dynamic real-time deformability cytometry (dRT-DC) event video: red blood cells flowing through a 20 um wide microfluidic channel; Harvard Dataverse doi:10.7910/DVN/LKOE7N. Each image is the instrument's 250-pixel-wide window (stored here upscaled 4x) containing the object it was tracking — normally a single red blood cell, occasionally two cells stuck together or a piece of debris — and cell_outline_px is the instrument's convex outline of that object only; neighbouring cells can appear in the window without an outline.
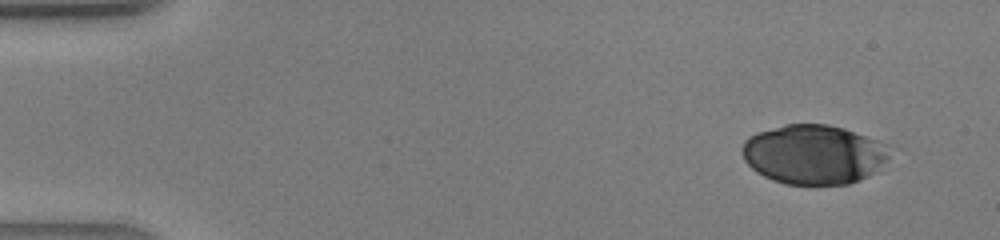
{"species": "human", "species_latin": "Homo sapiens", "temperature_condition": "warm", "stored_images_in_passage": 39, "camera_frame_rate_fps": 3000, "um_per_image_px": 0.085, "donor": {"sex": "male"}, "frame": {"image": 1, "passage_image": 1, "time_ms": 0.0, "image_size_px": [1000, 240], "cell_outline_px": [[888, 156], [868, 176], [860, 180], [848, 184], [784, 184], [772, 180], [756, 172], [744, 160], [740, 148], [744, 140], [748, 136], [756, 132], [784, 124], [828, 124], [844, 128], [888, 144]], "centroid_in_image_um": [69.1, 13.11], "position_along_channel_um": 15.9, "area_um2": 51.1}}
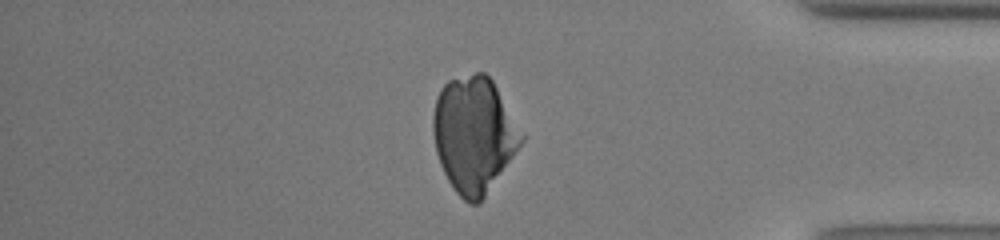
{"frame": {"image": 2, "passage_image": 33, "time_ms": 10.667, "image_size_px": [1000, 240], "cell_outline_px": [[524, 140], [480, 204], [468, 204], [456, 192], [448, 180], [440, 164], [436, 152], [432, 132], [432, 116], [436, 96], [440, 88], [448, 80], [476, 72], [484, 72], [492, 80], [524, 136]], "centroid_in_image_um": [40.25, 11.44], "position_along_channel_um": 395.0, "area_um2": 59.42}}
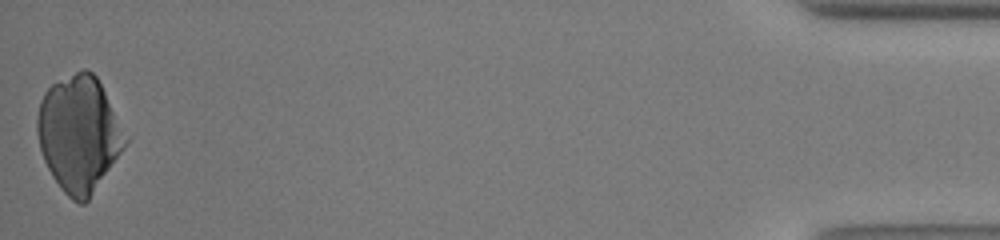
{"frame": {"image": 3, "passage_image": 39, "time_ms": 12.667, "image_size_px": [1000, 240], "cell_outline_px": [[128, 140], [88, 200], [84, 204], [80, 204], [72, 200], [60, 188], [52, 176], [44, 160], [40, 148], [36, 132], [36, 120], [40, 100], [44, 92], [52, 84], [84, 68], [92, 72], [96, 76]], "centroid_in_image_um": [6.66, 11.38], "position_along_channel_um": 428.5, "area_um2": 58.32}}